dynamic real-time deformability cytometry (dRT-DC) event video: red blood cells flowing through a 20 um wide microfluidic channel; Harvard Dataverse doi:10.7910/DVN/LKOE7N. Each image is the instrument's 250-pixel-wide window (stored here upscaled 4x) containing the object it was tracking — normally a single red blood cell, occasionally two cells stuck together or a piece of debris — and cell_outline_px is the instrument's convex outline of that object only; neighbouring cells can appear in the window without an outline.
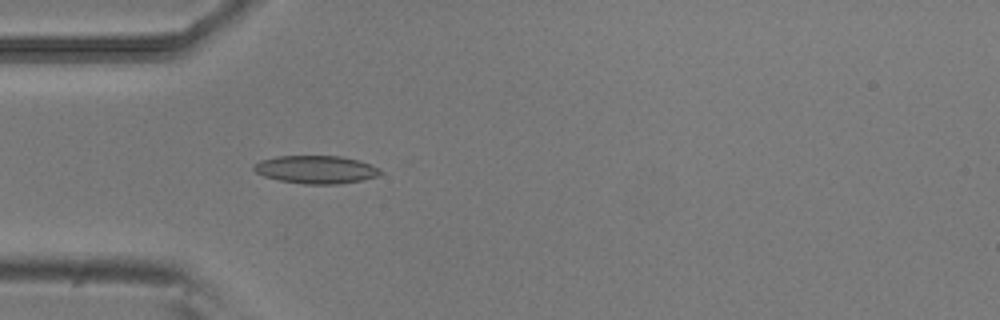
{"species": "common noctule bat (a hibernating species)", "species_latin": "Nyctalus noctula", "temperature_condition": "room temperature", "stored_images_in_passage": 38, "camera_frame_rate_fps": 3000, "um_per_image_px": 0.085, "animal": {"sex": "male", "body_mass_g": 20.5, "forearm_length_mm": 52.5}, "frame": {"image": 1, "passage_image": 1, "time_ms": 0.0, "image_size_px": [1000, 320], "cell_outline_px": [[384, 172], [380, 176], [340, 184], [304, 184], [280, 180], [264, 176], [256, 172], [252, 168], [252, 164], [260, 160], [276, 156], [340, 156], [356, 160], [380, 168]], "centroid_in_image_um": [26.85, 14.41], "position_along_channel_um": 58.2, "area_um2": 20.63}}
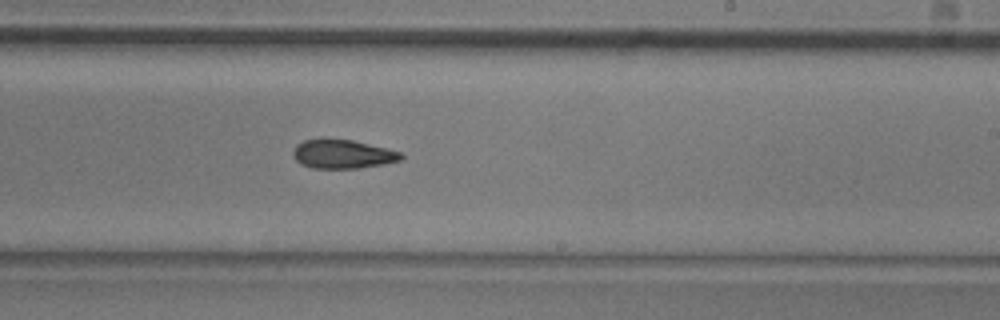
{"frame": {"image": 2, "passage_image": 17, "time_ms": 5.333, "image_size_px": [1000, 320], "cell_outline_px": [[404, 156], [400, 160], [384, 164], [360, 168], [312, 168], [300, 164], [296, 160], [292, 152], [296, 144], [304, 140], [320, 136], [352, 140], [400, 152]], "centroid_in_image_um": [29.05, 13.07], "position_along_channel_um": 260.0, "area_um2": 18.5}}
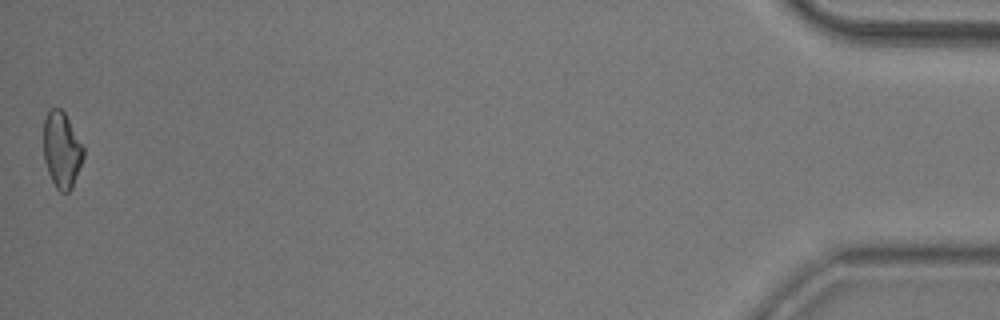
{"frame": {"image": 3, "passage_image": 38, "time_ms": 12.333, "image_size_px": [1000, 320], "cell_outline_px": [[84, 156], [72, 188], [68, 192], [60, 192], [56, 188], [48, 172], [44, 160], [44, 120], [48, 108], [60, 108], [64, 112], [84, 148]], "centroid_in_image_um": [5.24, 12.74], "position_along_channel_um": 430.0, "area_um2": 17.57}, "authors_computed_cell_mechanics": {"area_um2": 18.2359, "velocity_mm_per_s": 3.8234, "shape_relaxation_time_tau1_ms": 3.8883, "shape_relaxation_time_tau2_ms": 5.0888, "deformation_change_tau1": 0.1268, "deformation_change_tau2": 0.1285}}